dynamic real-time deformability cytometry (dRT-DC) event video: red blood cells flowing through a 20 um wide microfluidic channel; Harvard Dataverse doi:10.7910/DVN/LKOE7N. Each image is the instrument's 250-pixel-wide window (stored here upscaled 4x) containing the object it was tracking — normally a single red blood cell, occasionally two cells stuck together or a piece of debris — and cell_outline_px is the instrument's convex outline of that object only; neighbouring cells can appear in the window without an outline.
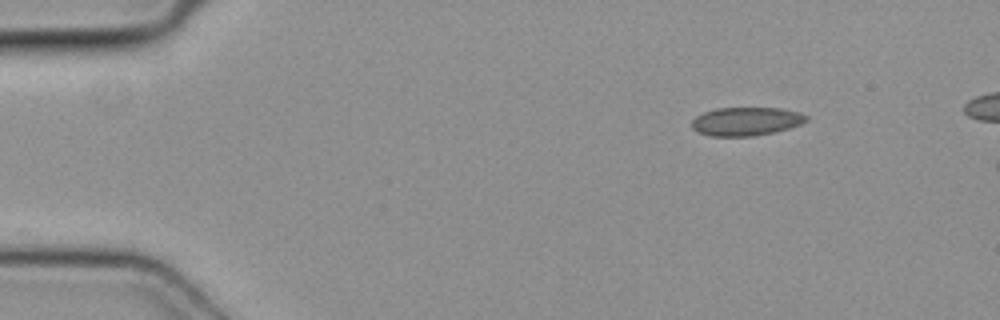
{"species": "common noctule bat (a hibernating species)", "species_latin": "Nyctalus noctula", "temperature_condition": "cold", "stored_images_in_passage": 7, "camera_frame_rate_fps": 3000, "um_per_image_px": 0.085, "animal": {"sex": "female", "body_mass_g": 19.3, "forearm_length_mm": 54.1}, "frame": {"image": 1, "passage_image": 1, "time_ms": 0.0, "image_size_px": [1000, 320], "cell_outline_px": [[808, 120], [800, 124], [788, 128], [772, 132], [752, 136], [712, 136], [700, 132], [692, 128], [692, 120], [696, 116], [704, 112], [716, 108], [780, 108], [800, 112], [808, 116]], "centroid_in_image_um": [63.43, 10.3], "position_along_channel_um": 21.6, "area_um2": 18.84}}